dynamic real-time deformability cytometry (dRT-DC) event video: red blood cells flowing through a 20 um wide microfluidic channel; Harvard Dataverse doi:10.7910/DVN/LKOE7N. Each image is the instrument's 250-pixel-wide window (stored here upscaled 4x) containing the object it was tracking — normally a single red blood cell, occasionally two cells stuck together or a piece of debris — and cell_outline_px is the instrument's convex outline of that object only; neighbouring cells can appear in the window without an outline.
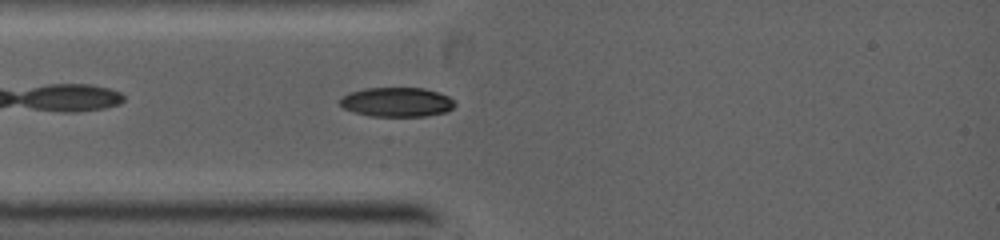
{"species": "common noctule bat (a hibernating species)", "species_latin": "Nyctalus noctula", "temperature_condition": "warm", "stored_images_in_passage": 86, "camera_frame_rate_fps": 5000, "um_per_image_px": 0.085, "animal": {"sex": "female", "body_mass_g": 19.0, "forearm_length_mm": 53.3}, "frame": {"image": 1, "passage_image": 9, "time_ms": 1.2, "image_size_px": [1000, 240], "cell_outline_px": [[456, 104], [452, 108], [444, 112], [424, 116], [368, 116], [344, 108], [340, 104], [340, 100], [348, 92], [364, 88], [424, 88], [448, 96]], "centroid_in_image_um": [33.71, 8.67], "position_along_channel_um": 51.3, "area_um2": 19.48}}
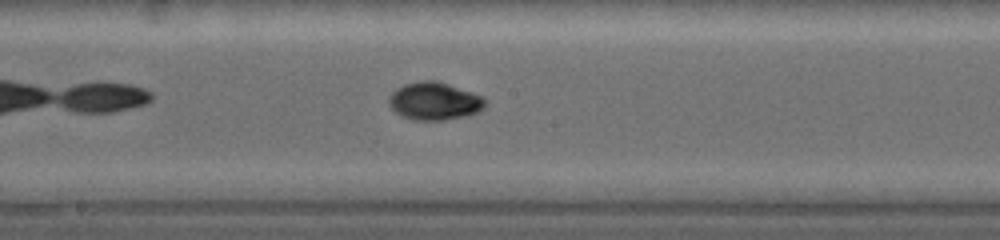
{"frame": {"image": 2, "passage_image": 33, "time_ms": 4.6, "image_size_px": [1000, 240], "cell_outline_px": [[484, 108], [480, 112], [464, 116], [440, 120], [416, 120], [404, 116], [396, 112], [388, 104], [388, 96], [396, 88], [404, 84], [420, 80], [436, 80], [484, 96]], "centroid_in_image_um": [36.91, 8.58], "position_along_channel_um": 211.3, "area_um2": 21.15}}
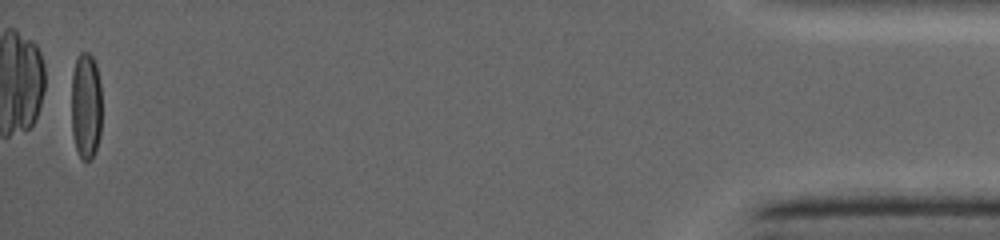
{"frame": {"image": 3, "passage_image": 81, "time_ms": 11.8, "image_size_px": [1000, 240], "cell_outline_px": [[100, 136], [92, 160], [84, 164], [80, 160], [76, 152], [72, 136], [72, 72], [76, 56], [80, 52], [88, 52], [92, 56], [96, 64], [100, 84]], "centroid_in_image_um": [7.28, 9.06], "position_along_channel_um": 427.9, "area_um2": 19.42}}